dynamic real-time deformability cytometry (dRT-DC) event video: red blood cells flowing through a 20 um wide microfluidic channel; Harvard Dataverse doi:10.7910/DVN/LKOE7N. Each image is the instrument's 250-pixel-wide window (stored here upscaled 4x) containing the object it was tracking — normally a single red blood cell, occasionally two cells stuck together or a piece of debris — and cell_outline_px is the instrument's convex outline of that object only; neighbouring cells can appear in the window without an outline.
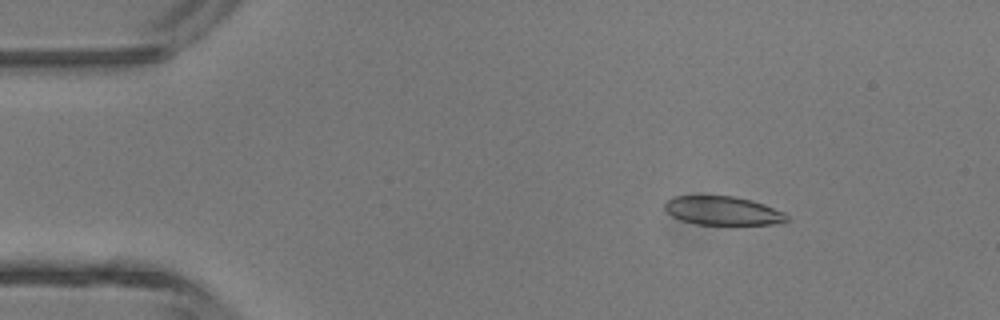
{"species": "common noctule bat (a hibernating species)", "species_latin": "Nyctalus noctula", "temperature_condition": "room temperature", "stored_images_in_passage": 3, "camera_frame_rate_fps": 3000, "um_per_image_px": 0.085, "animal": {"sex": "male", "body_mass_g": 13.3}, "frame": {"image": 1, "passage_image": 1, "time_ms": 0.0, "image_size_px": [1000, 320], "cell_outline_px": [[788, 220], [772, 224], [696, 224], [680, 220], [672, 216], [664, 208], [664, 204], [672, 196], [736, 196], [752, 200], [764, 204], [784, 212], [788, 216]], "centroid_in_image_um": [61.42, 17.9], "position_along_channel_um": 23.6, "area_um2": 20.35}}
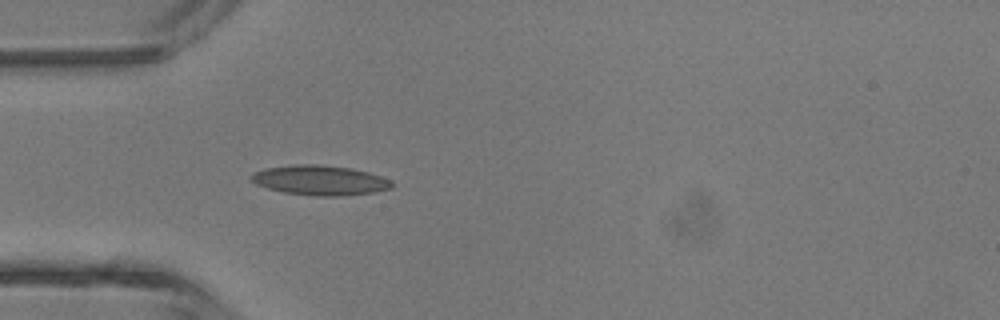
{"frame": {"image": 2, "passage_image": 3, "time_ms": 2.333, "image_size_px": [1000, 320], "cell_outline_px": [[392, 188], [376, 192], [340, 196], [316, 196], [284, 192], [268, 188], [256, 184], [252, 180], [252, 176], [256, 172], [264, 168], [292, 164], [320, 164], [352, 168], [368, 172], [392, 180]], "centroid_in_image_um": [27.24, 15.31], "position_along_channel_um": 57.8, "area_um2": 24.45}}